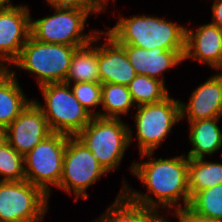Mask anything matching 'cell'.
Here are the masks:
<instances>
[{
	"mask_svg": "<svg viewBox=\"0 0 222 222\" xmlns=\"http://www.w3.org/2000/svg\"><path fill=\"white\" fill-rule=\"evenodd\" d=\"M221 118L202 119L188 122L191 149L185 155L189 159L211 158L222 148ZM211 156V157H210Z\"/></svg>",
	"mask_w": 222,
	"mask_h": 222,
	"instance_id": "cell-18",
	"label": "cell"
},
{
	"mask_svg": "<svg viewBox=\"0 0 222 222\" xmlns=\"http://www.w3.org/2000/svg\"><path fill=\"white\" fill-rule=\"evenodd\" d=\"M137 74L162 81L165 85L164 72L178 67L184 62L185 51H167L162 48L152 50L131 45H121Z\"/></svg>",
	"mask_w": 222,
	"mask_h": 222,
	"instance_id": "cell-16",
	"label": "cell"
},
{
	"mask_svg": "<svg viewBox=\"0 0 222 222\" xmlns=\"http://www.w3.org/2000/svg\"><path fill=\"white\" fill-rule=\"evenodd\" d=\"M216 72L192 91L187 103L180 100V121L222 117V73Z\"/></svg>",
	"mask_w": 222,
	"mask_h": 222,
	"instance_id": "cell-14",
	"label": "cell"
},
{
	"mask_svg": "<svg viewBox=\"0 0 222 222\" xmlns=\"http://www.w3.org/2000/svg\"><path fill=\"white\" fill-rule=\"evenodd\" d=\"M128 88L136 107L163 101L170 95L162 81L146 75L137 74Z\"/></svg>",
	"mask_w": 222,
	"mask_h": 222,
	"instance_id": "cell-23",
	"label": "cell"
},
{
	"mask_svg": "<svg viewBox=\"0 0 222 222\" xmlns=\"http://www.w3.org/2000/svg\"><path fill=\"white\" fill-rule=\"evenodd\" d=\"M101 39H105L103 30L90 43L75 49L65 83L100 82L97 43Z\"/></svg>",
	"mask_w": 222,
	"mask_h": 222,
	"instance_id": "cell-20",
	"label": "cell"
},
{
	"mask_svg": "<svg viewBox=\"0 0 222 222\" xmlns=\"http://www.w3.org/2000/svg\"><path fill=\"white\" fill-rule=\"evenodd\" d=\"M135 138L132 128L129 126V142L137 139L139 154L155 152L162 147L175 125L180 122V99H174L171 95L163 101L141 105L133 109Z\"/></svg>",
	"mask_w": 222,
	"mask_h": 222,
	"instance_id": "cell-6",
	"label": "cell"
},
{
	"mask_svg": "<svg viewBox=\"0 0 222 222\" xmlns=\"http://www.w3.org/2000/svg\"><path fill=\"white\" fill-rule=\"evenodd\" d=\"M189 207L202 216L222 220V184L197 192Z\"/></svg>",
	"mask_w": 222,
	"mask_h": 222,
	"instance_id": "cell-24",
	"label": "cell"
},
{
	"mask_svg": "<svg viewBox=\"0 0 222 222\" xmlns=\"http://www.w3.org/2000/svg\"><path fill=\"white\" fill-rule=\"evenodd\" d=\"M187 59L208 65L212 71H221L222 29L211 22L186 27L184 61Z\"/></svg>",
	"mask_w": 222,
	"mask_h": 222,
	"instance_id": "cell-12",
	"label": "cell"
},
{
	"mask_svg": "<svg viewBox=\"0 0 222 222\" xmlns=\"http://www.w3.org/2000/svg\"><path fill=\"white\" fill-rule=\"evenodd\" d=\"M222 184V163L206 158H188V187L190 198L197 192Z\"/></svg>",
	"mask_w": 222,
	"mask_h": 222,
	"instance_id": "cell-21",
	"label": "cell"
},
{
	"mask_svg": "<svg viewBox=\"0 0 222 222\" xmlns=\"http://www.w3.org/2000/svg\"><path fill=\"white\" fill-rule=\"evenodd\" d=\"M49 197L27 180L0 181V222H42Z\"/></svg>",
	"mask_w": 222,
	"mask_h": 222,
	"instance_id": "cell-10",
	"label": "cell"
},
{
	"mask_svg": "<svg viewBox=\"0 0 222 222\" xmlns=\"http://www.w3.org/2000/svg\"><path fill=\"white\" fill-rule=\"evenodd\" d=\"M52 14L30 20V35L44 43L64 44L81 47L90 43L100 32L92 29L88 33L87 20L89 15L102 14L105 10H81L74 8L50 7Z\"/></svg>",
	"mask_w": 222,
	"mask_h": 222,
	"instance_id": "cell-3",
	"label": "cell"
},
{
	"mask_svg": "<svg viewBox=\"0 0 222 222\" xmlns=\"http://www.w3.org/2000/svg\"><path fill=\"white\" fill-rule=\"evenodd\" d=\"M211 11V23L215 24L216 26L222 29V0H213Z\"/></svg>",
	"mask_w": 222,
	"mask_h": 222,
	"instance_id": "cell-29",
	"label": "cell"
},
{
	"mask_svg": "<svg viewBox=\"0 0 222 222\" xmlns=\"http://www.w3.org/2000/svg\"><path fill=\"white\" fill-rule=\"evenodd\" d=\"M76 48L64 44L44 43L30 35L20 55L10 67L31 73L36 78L38 87L64 82Z\"/></svg>",
	"mask_w": 222,
	"mask_h": 222,
	"instance_id": "cell-4",
	"label": "cell"
},
{
	"mask_svg": "<svg viewBox=\"0 0 222 222\" xmlns=\"http://www.w3.org/2000/svg\"><path fill=\"white\" fill-rule=\"evenodd\" d=\"M49 7L74 8L81 10H105L101 0H45Z\"/></svg>",
	"mask_w": 222,
	"mask_h": 222,
	"instance_id": "cell-27",
	"label": "cell"
},
{
	"mask_svg": "<svg viewBox=\"0 0 222 222\" xmlns=\"http://www.w3.org/2000/svg\"><path fill=\"white\" fill-rule=\"evenodd\" d=\"M173 217L178 219V222H222V220L205 217L195 213L189 206L177 211Z\"/></svg>",
	"mask_w": 222,
	"mask_h": 222,
	"instance_id": "cell-28",
	"label": "cell"
},
{
	"mask_svg": "<svg viewBox=\"0 0 222 222\" xmlns=\"http://www.w3.org/2000/svg\"><path fill=\"white\" fill-rule=\"evenodd\" d=\"M133 107L136 108L128 86L116 83L102 84L101 118L122 119V116L130 114Z\"/></svg>",
	"mask_w": 222,
	"mask_h": 222,
	"instance_id": "cell-22",
	"label": "cell"
},
{
	"mask_svg": "<svg viewBox=\"0 0 222 222\" xmlns=\"http://www.w3.org/2000/svg\"><path fill=\"white\" fill-rule=\"evenodd\" d=\"M117 23L105 32L120 45L152 50L185 51L186 26L153 15L118 16Z\"/></svg>",
	"mask_w": 222,
	"mask_h": 222,
	"instance_id": "cell-2",
	"label": "cell"
},
{
	"mask_svg": "<svg viewBox=\"0 0 222 222\" xmlns=\"http://www.w3.org/2000/svg\"><path fill=\"white\" fill-rule=\"evenodd\" d=\"M4 6L0 3V11H1V9L3 8Z\"/></svg>",
	"mask_w": 222,
	"mask_h": 222,
	"instance_id": "cell-33",
	"label": "cell"
},
{
	"mask_svg": "<svg viewBox=\"0 0 222 222\" xmlns=\"http://www.w3.org/2000/svg\"><path fill=\"white\" fill-rule=\"evenodd\" d=\"M154 152L140 154L139 161H133L129 172L140 180L146 193L137 191L125 179L123 193L133 202L163 212L177 211L190 204L188 187V157L184 154L168 158H156ZM148 159L143 161V159ZM143 161V162H142ZM162 208V209H161Z\"/></svg>",
	"mask_w": 222,
	"mask_h": 222,
	"instance_id": "cell-1",
	"label": "cell"
},
{
	"mask_svg": "<svg viewBox=\"0 0 222 222\" xmlns=\"http://www.w3.org/2000/svg\"><path fill=\"white\" fill-rule=\"evenodd\" d=\"M162 214L160 210L131 201L121 188L114 202L92 222H170V217Z\"/></svg>",
	"mask_w": 222,
	"mask_h": 222,
	"instance_id": "cell-19",
	"label": "cell"
},
{
	"mask_svg": "<svg viewBox=\"0 0 222 222\" xmlns=\"http://www.w3.org/2000/svg\"><path fill=\"white\" fill-rule=\"evenodd\" d=\"M105 42L98 44L100 83H116L128 86L137 73L131 65L125 49L105 32Z\"/></svg>",
	"mask_w": 222,
	"mask_h": 222,
	"instance_id": "cell-15",
	"label": "cell"
},
{
	"mask_svg": "<svg viewBox=\"0 0 222 222\" xmlns=\"http://www.w3.org/2000/svg\"><path fill=\"white\" fill-rule=\"evenodd\" d=\"M69 135L52 132L24 156L25 180L51 198L62 175L63 158Z\"/></svg>",
	"mask_w": 222,
	"mask_h": 222,
	"instance_id": "cell-8",
	"label": "cell"
},
{
	"mask_svg": "<svg viewBox=\"0 0 222 222\" xmlns=\"http://www.w3.org/2000/svg\"><path fill=\"white\" fill-rule=\"evenodd\" d=\"M29 99L19 84L16 69H0V126L7 128L28 106Z\"/></svg>",
	"mask_w": 222,
	"mask_h": 222,
	"instance_id": "cell-17",
	"label": "cell"
},
{
	"mask_svg": "<svg viewBox=\"0 0 222 222\" xmlns=\"http://www.w3.org/2000/svg\"><path fill=\"white\" fill-rule=\"evenodd\" d=\"M76 137L108 174L118 169L130 147L128 123L122 119L95 116Z\"/></svg>",
	"mask_w": 222,
	"mask_h": 222,
	"instance_id": "cell-7",
	"label": "cell"
},
{
	"mask_svg": "<svg viewBox=\"0 0 222 222\" xmlns=\"http://www.w3.org/2000/svg\"><path fill=\"white\" fill-rule=\"evenodd\" d=\"M29 5L4 6L0 11V69H8L30 37Z\"/></svg>",
	"mask_w": 222,
	"mask_h": 222,
	"instance_id": "cell-11",
	"label": "cell"
},
{
	"mask_svg": "<svg viewBox=\"0 0 222 222\" xmlns=\"http://www.w3.org/2000/svg\"><path fill=\"white\" fill-rule=\"evenodd\" d=\"M108 174L88 147L76 136H69L63 158L60 191L73 194L74 200L88 199L92 187L103 175Z\"/></svg>",
	"mask_w": 222,
	"mask_h": 222,
	"instance_id": "cell-9",
	"label": "cell"
},
{
	"mask_svg": "<svg viewBox=\"0 0 222 222\" xmlns=\"http://www.w3.org/2000/svg\"><path fill=\"white\" fill-rule=\"evenodd\" d=\"M0 3L3 6H14L13 1H11V0H0Z\"/></svg>",
	"mask_w": 222,
	"mask_h": 222,
	"instance_id": "cell-31",
	"label": "cell"
},
{
	"mask_svg": "<svg viewBox=\"0 0 222 222\" xmlns=\"http://www.w3.org/2000/svg\"><path fill=\"white\" fill-rule=\"evenodd\" d=\"M25 180L24 156L9 143L0 148V181Z\"/></svg>",
	"mask_w": 222,
	"mask_h": 222,
	"instance_id": "cell-25",
	"label": "cell"
},
{
	"mask_svg": "<svg viewBox=\"0 0 222 222\" xmlns=\"http://www.w3.org/2000/svg\"><path fill=\"white\" fill-rule=\"evenodd\" d=\"M8 143V131L7 128L0 126V148Z\"/></svg>",
	"mask_w": 222,
	"mask_h": 222,
	"instance_id": "cell-30",
	"label": "cell"
},
{
	"mask_svg": "<svg viewBox=\"0 0 222 222\" xmlns=\"http://www.w3.org/2000/svg\"><path fill=\"white\" fill-rule=\"evenodd\" d=\"M68 84L80 104L94 117H100L102 84L100 82H77Z\"/></svg>",
	"mask_w": 222,
	"mask_h": 222,
	"instance_id": "cell-26",
	"label": "cell"
},
{
	"mask_svg": "<svg viewBox=\"0 0 222 222\" xmlns=\"http://www.w3.org/2000/svg\"><path fill=\"white\" fill-rule=\"evenodd\" d=\"M8 143L22 156L52 133L43 111L32 100L7 127Z\"/></svg>",
	"mask_w": 222,
	"mask_h": 222,
	"instance_id": "cell-13",
	"label": "cell"
},
{
	"mask_svg": "<svg viewBox=\"0 0 222 222\" xmlns=\"http://www.w3.org/2000/svg\"><path fill=\"white\" fill-rule=\"evenodd\" d=\"M45 103L33 98L43 111L52 132L77 136L94 117L75 98L68 83H48L39 86Z\"/></svg>",
	"mask_w": 222,
	"mask_h": 222,
	"instance_id": "cell-5",
	"label": "cell"
},
{
	"mask_svg": "<svg viewBox=\"0 0 222 222\" xmlns=\"http://www.w3.org/2000/svg\"><path fill=\"white\" fill-rule=\"evenodd\" d=\"M104 4H105V11H106V9H107V7H108V3L110 2V0H101ZM112 1V3L114 2H116V0H111Z\"/></svg>",
	"mask_w": 222,
	"mask_h": 222,
	"instance_id": "cell-32",
	"label": "cell"
}]
</instances>
